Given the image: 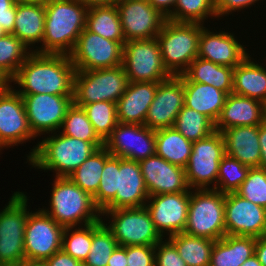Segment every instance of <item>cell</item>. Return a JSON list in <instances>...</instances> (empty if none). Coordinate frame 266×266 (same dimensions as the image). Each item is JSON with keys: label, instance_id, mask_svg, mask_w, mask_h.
<instances>
[{"label": "cell", "instance_id": "cell-46", "mask_svg": "<svg viewBox=\"0 0 266 266\" xmlns=\"http://www.w3.org/2000/svg\"><path fill=\"white\" fill-rule=\"evenodd\" d=\"M155 266H187L176 247L169 241H160L155 245Z\"/></svg>", "mask_w": 266, "mask_h": 266}, {"label": "cell", "instance_id": "cell-34", "mask_svg": "<svg viewBox=\"0 0 266 266\" xmlns=\"http://www.w3.org/2000/svg\"><path fill=\"white\" fill-rule=\"evenodd\" d=\"M187 266H210L214 240L184 232L168 237Z\"/></svg>", "mask_w": 266, "mask_h": 266}, {"label": "cell", "instance_id": "cell-47", "mask_svg": "<svg viewBox=\"0 0 266 266\" xmlns=\"http://www.w3.org/2000/svg\"><path fill=\"white\" fill-rule=\"evenodd\" d=\"M127 266H155V246H126Z\"/></svg>", "mask_w": 266, "mask_h": 266}, {"label": "cell", "instance_id": "cell-13", "mask_svg": "<svg viewBox=\"0 0 266 266\" xmlns=\"http://www.w3.org/2000/svg\"><path fill=\"white\" fill-rule=\"evenodd\" d=\"M20 95L30 129L36 137L60 131L67 110L73 103V95L44 93Z\"/></svg>", "mask_w": 266, "mask_h": 266}, {"label": "cell", "instance_id": "cell-49", "mask_svg": "<svg viewBox=\"0 0 266 266\" xmlns=\"http://www.w3.org/2000/svg\"><path fill=\"white\" fill-rule=\"evenodd\" d=\"M259 0H214V7L216 10L217 17L220 18L223 15H229L230 12H235L236 10H243L249 6L254 5Z\"/></svg>", "mask_w": 266, "mask_h": 266}, {"label": "cell", "instance_id": "cell-10", "mask_svg": "<svg viewBox=\"0 0 266 266\" xmlns=\"http://www.w3.org/2000/svg\"><path fill=\"white\" fill-rule=\"evenodd\" d=\"M224 155V138L217 130L192 143L191 155L185 167L191 190L216 189L219 164ZM212 183L214 186L209 188Z\"/></svg>", "mask_w": 266, "mask_h": 266}, {"label": "cell", "instance_id": "cell-2", "mask_svg": "<svg viewBox=\"0 0 266 266\" xmlns=\"http://www.w3.org/2000/svg\"><path fill=\"white\" fill-rule=\"evenodd\" d=\"M87 11L80 0H51L45 6L42 45L33 52L69 55L86 27Z\"/></svg>", "mask_w": 266, "mask_h": 266}, {"label": "cell", "instance_id": "cell-51", "mask_svg": "<svg viewBox=\"0 0 266 266\" xmlns=\"http://www.w3.org/2000/svg\"><path fill=\"white\" fill-rule=\"evenodd\" d=\"M107 266H127L126 246H117L111 254Z\"/></svg>", "mask_w": 266, "mask_h": 266}, {"label": "cell", "instance_id": "cell-57", "mask_svg": "<svg viewBox=\"0 0 266 266\" xmlns=\"http://www.w3.org/2000/svg\"><path fill=\"white\" fill-rule=\"evenodd\" d=\"M21 4H40L46 6L51 0H15Z\"/></svg>", "mask_w": 266, "mask_h": 266}, {"label": "cell", "instance_id": "cell-1", "mask_svg": "<svg viewBox=\"0 0 266 266\" xmlns=\"http://www.w3.org/2000/svg\"><path fill=\"white\" fill-rule=\"evenodd\" d=\"M75 68L69 55L32 52L10 80L19 94L73 95Z\"/></svg>", "mask_w": 266, "mask_h": 266}, {"label": "cell", "instance_id": "cell-27", "mask_svg": "<svg viewBox=\"0 0 266 266\" xmlns=\"http://www.w3.org/2000/svg\"><path fill=\"white\" fill-rule=\"evenodd\" d=\"M249 54L233 70L232 93L261 101L266 105V69Z\"/></svg>", "mask_w": 266, "mask_h": 266}, {"label": "cell", "instance_id": "cell-26", "mask_svg": "<svg viewBox=\"0 0 266 266\" xmlns=\"http://www.w3.org/2000/svg\"><path fill=\"white\" fill-rule=\"evenodd\" d=\"M221 133L225 142V154L250 168L260 166L259 126H237Z\"/></svg>", "mask_w": 266, "mask_h": 266}, {"label": "cell", "instance_id": "cell-60", "mask_svg": "<svg viewBox=\"0 0 266 266\" xmlns=\"http://www.w3.org/2000/svg\"><path fill=\"white\" fill-rule=\"evenodd\" d=\"M7 83L0 77V90L6 85Z\"/></svg>", "mask_w": 266, "mask_h": 266}, {"label": "cell", "instance_id": "cell-58", "mask_svg": "<svg viewBox=\"0 0 266 266\" xmlns=\"http://www.w3.org/2000/svg\"><path fill=\"white\" fill-rule=\"evenodd\" d=\"M241 266H262L255 254L248 258Z\"/></svg>", "mask_w": 266, "mask_h": 266}, {"label": "cell", "instance_id": "cell-52", "mask_svg": "<svg viewBox=\"0 0 266 266\" xmlns=\"http://www.w3.org/2000/svg\"><path fill=\"white\" fill-rule=\"evenodd\" d=\"M177 0H148V2L166 18L173 12Z\"/></svg>", "mask_w": 266, "mask_h": 266}, {"label": "cell", "instance_id": "cell-38", "mask_svg": "<svg viewBox=\"0 0 266 266\" xmlns=\"http://www.w3.org/2000/svg\"><path fill=\"white\" fill-rule=\"evenodd\" d=\"M173 127L187 140H201L215 131L214 123L204 114L183 106Z\"/></svg>", "mask_w": 266, "mask_h": 266}, {"label": "cell", "instance_id": "cell-18", "mask_svg": "<svg viewBox=\"0 0 266 266\" xmlns=\"http://www.w3.org/2000/svg\"><path fill=\"white\" fill-rule=\"evenodd\" d=\"M191 189L185 192L149 196L145 204L153 224L162 237L182 233L185 230L189 211ZM164 233V234H163Z\"/></svg>", "mask_w": 266, "mask_h": 266}, {"label": "cell", "instance_id": "cell-28", "mask_svg": "<svg viewBox=\"0 0 266 266\" xmlns=\"http://www.w3.org/2000/svg\"><path fill=\"white\" fill-rule=\"evenodd\" d=\"M227 93L212 85L184 82V106L207 116L214 124L225 104Z\"/></svg>", "mask_w": 266, "mask_h": 266}, {"label": "cell", "instance_id": "cell-39", "mask_svg": "<svg viewBox=\"0 0 266 266\" xmlns=\"http://www.w3.org/2000/svg\"><path fill=\"white\" fill-rule=\"evenodd\" d=\"M62 134L90 143H104L95 132L86 112L74 103L68 108L61 125Z\"/></svg>", "mask_w": 266, "mask_h": 266}, {"label": "cell", "instance_id": "cell-44", "mask_svg": "<svg viewBox=\"0 0 266 266\" xmlns=\"http://www.w3.org/2000/svg\"><path fill=\"white\" fill-rule=\"evenodd\" d=\"M119 171V157L110 156L105 161L100 185L92 196L95 206L102 211L116 196Z\"/></svg>", "mask_w": 266, "mask_h": 266}, {"label": "cell", "instance_id": "cell-3", "mask_svg": "<svg viewBox=\"0 0 266 266\" xmlns=\"http://www.w3.org/2000/svg\"><path fill=\"white\" fill-rule=\"evenodd\" d=\"M53 134L39 142L27 156L35 169L53 170L56 177H68L104 143H90L62 133Z\"/></svg>", "mask_w": 266, "mask_h": 266}, {"label": "cell", "instance_id": "cell-19", "mask_svg": "<svg viewBox=\"0 0 266 266\" xmlns=\"http://www.w3.org/2000/svg\"><path fill=\"white\" fill-rule=\"evenodd\" d=\"M226 235L266 236V209L235 192L225 194Z\"/></svg>", "mask_w": 266, "mask_h": 266}, {"label": "cell", "instance_id": "cell-16", "mask_svg": "<svg viewBox=\"0 0 266 266\" xmlns=\"http://www.w3.org/2000/svg\"><path fill=\"white\" fill-rule=\"evenodd\" d=\"M35 137L28 123L22 96L7 83L0 90V152L5 147L23 144Z\"/></svg>", "mask_w": 266, "mask_h": 266}, {"label": "cell", "instance_id": "cell-35", "mask_svg": "<svg viewBox=\"0 0 266 266\" xmlns=\"http://www.w3.org/2000/svg\"><path fill=\"white\" fill-rule=\"evenodd\" d=\"M110 156L105 147L99 148L68 177L83 191L93 196L99 188L105 161Z\"/></svg>", "mask_w": 266, "mask_h": 266}, {"label": "cell", "instance_id": "cell-40", "mask_svg": "<svg viewBox=\"0 0 266 266\" xmlns=\"http://www.w3.org/2000/svg\"><path fill=\"white\" fill-rule=\"evenodd\" d=\"M81 107L87 114L95 132L105 141L118 123L117 105L110 101H99L83 104Z\"/></svg>", "mask_w": 266, "mask_h": 266}, {"label": "cell", "instance_id": "cell-55", "mask_svg": "<svg viewBox=\"0 0 266 266\" xmlns=\"http://www.w3.org/2000/svg\"><path fill=\"white\" fill-rule=\"evenodd\" d=\"M86 7L116 5L120 0H80Z\"/></svg>", "mask_w": 266, "mask_h": 266}, {"label": "cell", "instance_id": "cell-48", "mask_svg": "<svg viewBox=\"0 0 266 266\" xmlns=\"http://www.w3.org/2000/svg\"><path fill=\"white\" fill-rule=\"evenodd\" d=\"M17 2L15 0H0V25L8 34H12L15 25Z\"/></svg>", "mask_w": 266, "mask_h": 266}, {"label": "cell", "instance_id": "cell-5", "mask_svg": "<svg viewBox=\"0 0 266 266\" xmlns=\"http://www.w3.org/2000/svg\"><path fill=\"white\" fill-rule=\"evenodd\" d=\"M200 35V23L165 21L156 39L163 64L171 75H182L198 57Z\"/></svg>", "mask_w": 266, "mask_h": 266}, {"label": "cell", "instance_id": "cell-37", "mask_svg": "<svg viewBox=\"0 0 266 266\" xmlns=\"http://www.w3.org/2000/svg\"><path fill=\"white\" fill-rule=\"evenodd\" d=\"M118 246L112 231L101 218L92 223V244L84 266H107L108 260Z\"/></svg>", "mask_w": 266, "mask_h": 266}, {"label": "cell", "instance_id": "cell-4", "mask_svg": "<svg viewBox=\"0 0 266 266\" xmlns=\"http://www.w3.org/2000/svg\"><path fill=\"white\" fill-rule=\"evenodd\" d=\"M54 177L50 210L42 208L43 212L64 228L89 225L102 218L101 211L95 206L89 193L69 177Z\"/></svg>", "mask_w": 266, "mask_h": 266}, {"label": "cell", "instance_id": "cell-25", "mask_svg": "<svg viewBox=\"0 0 266 266\" xmlns=\"http://www.w3.org/2000/svg\"><path fill=\"white\" fill-rule=\"evenodd\" d=\"M158 84L129 82L126 91L116 103L118 122L145 125L149 106L154 100Z\"/></svg>", "mask_w": 266, "mask_h": 266}, {"label": "cell", "instance_id": "cell-53", "mask_svg": "<svg viewBox=\"0 0 266 266\" xmlns=\"http://www.w3.org/2000/svg\"><path fill=\"white\" fill-rule=\"evenodd\" d=\"M259 143L261 149V159L259 168L266 169V121L259 125Z\"/></svg>", "mask_w": 266, "mask_h": 266}, {"label": "cell", "instance_id": "cell-31", "mask_svg": "<svg viewBox=\"0 0 266 266\" xmlns=\"http://www.w3.org/2000/svg\"><path fill=\"white\" fill-rule=\"evenodd\" d=\"M233 70L234 68L197 57L181 76L184 82L212 85L218 90L231 94L233 91Z\"/></svg>", "mask_w": 266, "mask_h": 266}, {"label": "cell", "instance_id": "cell-15", "mask_svg": "<svg viewBox=\"0 0 266 266\" xmlns=\"http://www.w3.org/2000/svg\"><path fill=\"white\" fill-rule=\"evenodd\" d=\"M112 156L139 162L156 154L155 130L141 124L117 123L104 141Z\"/></svg>", "mask_w": 266, "mask_h": 266}, {"label": "cell", "instance_id": "cell-36", "mask_svg": "<svg viewBox=\"0 0 266 266\" xmlns=\"http://www.w3.org/2000/svg\"><path fill=\"white\" fill-rule=\"evenodd\" d=\"M13 34L0 38V77L9 83L27 57L33 52Z\"/></svg>", "mask_w": 266, "mask_h": 266}, {"label": "cell", "instance_id": "cell-29", "mask_svg": "<svg viewBox=\"0 0 266 266\" xmlns=\"http://www.w3.org/2000/svg\"><path fill=\"white\" fill-rule=\"evenodd\" d=\"M256 237L225 235L216 240L210 266H241L255 254Z\"/></svg>", "mask_w": 266, "mask_h": 266}, {"label": "cell", "instance_id": "cell-45", "mask_svg": "<svg viewBox=\"0 0 266 266\" xmlns=\"http://www.w3.org/2000/svg\"><path fill=\"white\" fill-rule=\"evenodd\" d=\"M236 194L266 209V169L250 168Z\"/></svg>", "mask_w": 266, "mask_h": 266}, {"label": "cell", "instance_id": "cell-43", "mask_svg": "<svg viewBox=\"0 0 266 266\" xmlns=\"http://www.w3.org/2000/svg\"><path fill=\"white\" fill-rule=\"evenodd\" d=\"M92 244V224L77 227H66L62 236V250L79 260L87 258Z\"/></svg>", "mask_w": 266, "mask_h": 266}, {"label": "cell", "instance_id": "cell-9", "mask_svg": "<svg viewBox=\"0 0 266 266\" xmlns=\"http://www.w3.org/2000/svg\"><path fill=\"white\" fill-rule=\"evenodd\" d=\"M101 215L112 219L108 222L109 225L105 224L112 231L119 246H155L163 240L145 206L102 210Z\"/></svg>", "mask_w": 266, "mask_h": 266}, {"label": "cell", "instance_id": "cell-56", "mask_svg": "<svg viewBox=\"0 0 266 266\" xmlns=\"http://www.w3.org/2000/svg\"><path fill=\"white\" fill-rule=\"evenodd\" d=\"M18 266H48L45 260L24 259Z\"/></svg>", "mask_w": 266, "mask_h": 266}, {"label": "cell", "instance_id": "cell-8", "mask_svg": "<svg viewBox=\"0 0 266 266\" xmlns=\"http://www.w3.org/2000/svg\"><path fill=\"white\" fill-rule=\"evenodd\" d=\"M28 196L16 191L0 211V266H18L24 259Z\"/></svg>", "mask_w": 266, "mask_h": 266}, {"label": "cell", "instance_id": "cell-22", "mask_svg": "<svg viewBox=\"0 0 266 266\" xmlns=\"http://www.w3.org/2000/svg\"><path fill=\"white\" fill-rule=\"evenodd\" d=\"M234 37V33L225 31L210 32L201 24L198 57L215 64L234 68L249 54L244 45Z\"/></svg>", "mask_w": 266, "mask_h": 266}, {"label": "cell", "instance_id": "cell-32", "mask_svg": "<svg viewBox=\"0 0 266 266\" xmlns=\"http://www.w3.org/2000/svg\"><path fill=\"white\" fill-rule=\"evenodd\" d=\"M156 154L171 164L185 169L192 150V141L187 140L174 127L155 130Z\"/></svg>", "mask_w": 266, "mask_h": 266}, {"label": "cell", "instance_id": "cell-23", "mask_svg": "<svg viewBox=\"0 0 266 266\" xmlns=\"http://www.w3.org/2000/svg\"><path fill=\"white\" fill-rule=\"evenodd\" d=\"M148 197L139 162L119 157L117 193L103 210L143 207Z\"/></svg>", "mask_w": 266, "mask_h": 266}, {"label": "cell", "instance_id": "cell-12", "mask_svg": "<svg viewBox=\"0 0 266 266\" xmlns=\"http://www.w3.org/2000/svg\"><path fill=\"white\" fill-rule=\"evenodd\" d=\"M123 46L98 34L82 31L69 54L75 70L88 71L122 65Z\"/></svg>", "mask_w": 266, "mask_h": 266}, {"label": "cell", "instance_id": "cell-21", "mask_svg": "<svg viewBox=\"0 0 266 266\" xmlns=\"http://www.w3.org/2000/svg\"><path fill=\"white\" fill-rule=\"evenodd\" d=\"M139 165L149 196L190 190L185 169L157 154L139 161Z\"/></svg>", "mask_w": 266, "mask_h": 266}, {"label": "cell", "instance_id": "cell-20", "mask_svg": "<svg viewBox=\"0 0 266 266\" xmlns=\"http://www.w3.org/2000/svg\"><path fill=\"white\" fill-rule=\"evenodd\" d=\"M184 106V80L181 75L171 76L157 86L154 100L149 106L145 126L157 130L173 127Z\"/></svg>", "mask_w": 266, "mask_h": 266}, {"label": "cell", "instance_id": "cell-54", "mask_svg": "<svg viewBox=\"0 0 266 266\" xmlns=\"http://www.w3.org/2000/svg\"><path fill=\"white\" fill-rule=\"evenodd\" d=\"M255 256L262 266H266V236L256 238Z\"/></svg>", "mask_w": 266, "mask_h": 266}, {"label": "cell", "instance_id": "cell-33", "mask_svg": "<svg viewBox=\"0 0 266 266\" xmlns=\"http://www.w3.org/2000/svg\"><path fill=\"white\" fill-rule=\"evenodd\" d=\"M85 28L122 46L126 42L116 5L89 7Z\"/></svg>", "mask_w": 266, "mask_h": 266}, {"label": "cell", "instance_id": "cell-14", "mask_svg": "<svg viewBox=\"0 0 266 266\" xmlns=\"http://www.w3.org/2000/svg\"><path fill=\"white\" fill-rule=\"evenodd\" d=\"M64 227L41 209L28 213L24 253L28 260H46L62 248Z\"/></svg>", "mask_w": 266, "mask_h": 266}, {"label": "cell", "instance_id": "cell-6", "mask_svg": "<svg viewBox=\"0 0 266 266\" xmlns=\"http://www.w3.org/2000/svg\"><path fill=\"white\" fill-rule=\"evenodd\" d=\"M184 233L211 240L226 235L225 193L215 189L192 190Z\"/></svg>", "mask_w": 266, "mask_h": 266}, {"label": "cell", "instance_id": "cell-42", "mask_svg": "<svg viewBox=\"0 0 266 266\" xmlns=\"http://www.w3.org/2000/svg\"><path fill=\"white\" fill-rule=\"evenodd\" d=\"M250 167L225 154L219 164L217 191L222 193L235 192L246 179Z\"/></svg>", "mask_w": 266, "mask_h": 266}, {"label": "cell", "instance_id": "cell-50", "mask_svg": "<svg viewBox=\"0 0 266 266\" xmlns=\"http://www.w3.org/2000/svg\"><path fill=\"white\" fill-rule=\"evenodd\" d=\"M48 266H80L82 263L65 253L62 249L45 260Z\"/></svg>", "mask_w": 266, "mask_h": 266}, {"label": "cell", "instance_id": "cell-41", "mask_svg": "<svg viewBox=\"0 0 266 266\" xmlns=\"http://www.w3.org/2000/svg\"><path fill=\"white\" fill-rule=\"evenodd\" d=\"M216 17L214 0H177L173 12L167 17L173 22L200 23ZM203 22V23H202Z\"/></svg>", "mask_w": 266, "mask_h": 266}, {"label": "cell", "instance_id": "cell-24", "mask_svg": "<svg viewBox=\"0 0 266 266\" xmlns=\"http://www.w3.org/2000/svg\"><path fill=\"white\" fill-rule=\"evenodd\" d=\"M265 107L264 103L256 99L228 94L214 128L222 132L237 126H259L265 121Z\"/></svg>", "mask_w": 266, "mask_h": 266}, {"label": "cell", "instance_id": "cell-7", "mask_svg": "<svg viewBox=\"0 0 266 266\" xmlns=\"http://www.w3.org/2000/svg\"><path fill=\"white\" fill-rule=\"evenodd\" d=\"M128 83L122 65L98 70H75L73 103L77 106L99 101L117 103L126 91Z\"/></svg>", "mask_w": 266, "mask_h": 266}, {"label": "cell", "instance_id": "cell-59", "mask_svg": "<svg viewBox=\"0 0 266 266\" xmlns=\"http://www.w3.org/2000/svg\"><path fill=\"white\" fill-rule=\"evenodd\" d=\"M8 33L6 30L0 25V38L6 36Z\"/></svg>", "mask_w": 266, "mask_h": 266}, {"label": "cell", "instance_id": "cell-17", "mask_svg": "<svg viewBox=\"0 0 266 266\" xmlns=\"http://www.w3.org/2000/svg\"><path fill=\"white\" fill-rule=\"evenodd\" d=\"M116 6L125 41L155 38L167 20L148 0H120Z\"/></svg>", "mask_w": 266, "mask_h": 266}, {"label": "cell", "instance_id": "cell-11", "mask_svg": "<svg viewBox=\"0 0 266 266\" xmlns=\"http://www.w3.org/2000/svg\"><path fill=\"white\" fill-rule=\"evenodd\" d=\"M122 66L129 82L161 83L172 76L163 64L156 37L126 41Z\"/></svg>", "mask_w": 266, "mask_h": 266}, {"label": "cell", "instance_id": "cell-30", "mask_svg": "<svg viewBox=\"0 0 266 266\" xmlns=\"http://www.w3.org/2000/svg\"><path fill=\"white\" fill-rule=\"evenodd\" d=\"M45 6L17 3L13 35L29 49L35 43H42L45 26Z\"/></svg>", "mask_w": 266, "mask_h": 266}]
</instances>
